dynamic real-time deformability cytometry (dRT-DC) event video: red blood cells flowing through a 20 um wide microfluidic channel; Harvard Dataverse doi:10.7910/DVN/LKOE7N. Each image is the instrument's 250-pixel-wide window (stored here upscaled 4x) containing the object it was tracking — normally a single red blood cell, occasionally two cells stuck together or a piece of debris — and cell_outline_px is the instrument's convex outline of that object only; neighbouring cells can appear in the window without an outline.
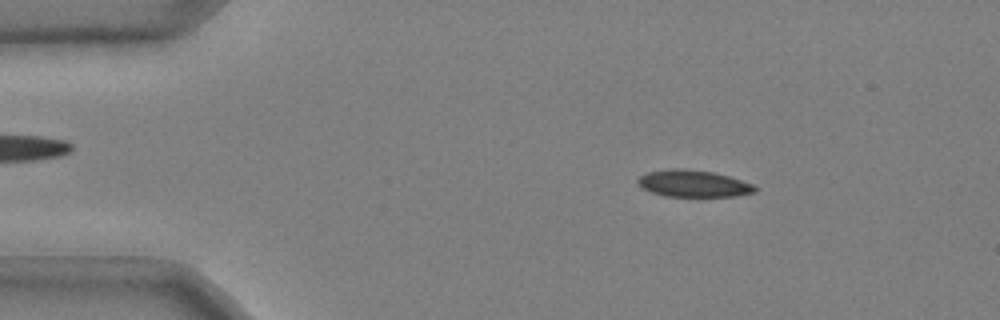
{"species": "common noctule bat (a hibernating species)", "species_latin": "Nyctalus noctula", "temperature_condition": "cold", "stored_images_in_passage": 51, "camera_frame_rate_fps": 3000, "um_per_image_px": 0.085, "animal": {"sex": "male", "body_mass_g": 20.4}, "frame": {"image": 1, "passage_image": 8, "time_ms": 2.333, "image_size_px": [1000, 320], "cell_outline_px": [[756, 192], [736, 196], [664, 196], [640, 188], [636, 184], [636, 180], [640, 176], [648, 172], [672, 168], [684, 168], [712, 172], [728, 176], [752, 184], [756, 188]], "centroid_in_image_um": [58.88, 15.6], "position_along_channel_um": 26.1, "area_um2": 18.32}}
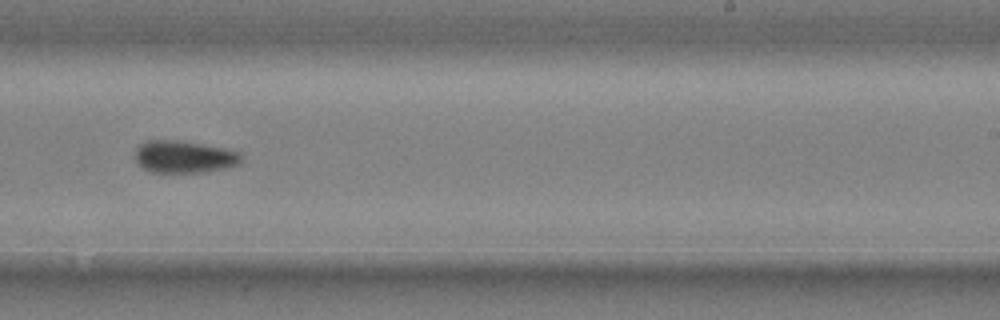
{"frame": {"image": 2, "passage_image": 33, "time_ms": 10.667, "image_size_px": [1000, 320], "cell_outline_px": [[244, 160], [240, 164], [228, 168], [208, 172], [148, 172], [136, 160], [136, 148], [140, 144], [148, 140], [176, 140], [224, 148], [240, 152], [244, 156]], "centroid_in_image_um": [15.72, 13.34], "position_along_channel_um": 273.3, "area_um2": 20.11}}
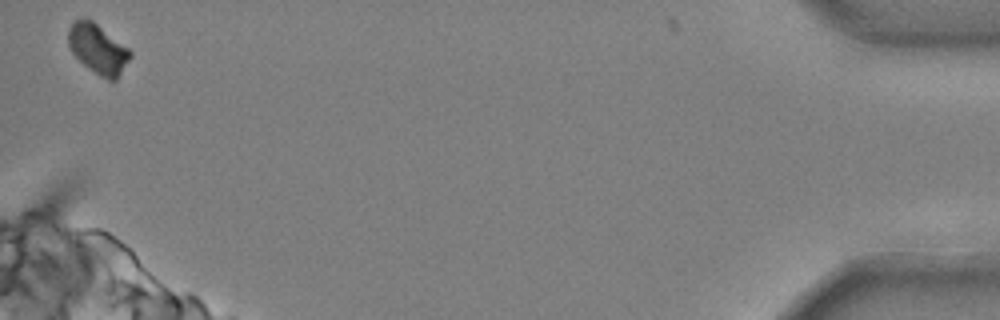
{"frame": {"image": 3, "passage_image": 51, "time_ms": 16.667, "image_size_px": [1000, 320], "cell_outline_px": [[132, 56], [116, 80], [108, 80], [100, 76], [88, 68], [72, 52], [68, 44], [68, 28], [76, 20], [92, 20], [128, 48], [132, 52]], "centroid_in_image_um": [8.34, 4.18], "position_along_channel_um": 426.9, "area_um2": 17.57}, "authors_computed_cell_mechanics": {"area_um2": 19.363, "velocity_mm_per_s": 3.6974, "shape_relaxation_time_tau1_ms": 8.7368, "shape_relaxation_time_tau2_ms": null, "deformation_change_tau1": 0.1503, "deformation_change_tau2": null}}